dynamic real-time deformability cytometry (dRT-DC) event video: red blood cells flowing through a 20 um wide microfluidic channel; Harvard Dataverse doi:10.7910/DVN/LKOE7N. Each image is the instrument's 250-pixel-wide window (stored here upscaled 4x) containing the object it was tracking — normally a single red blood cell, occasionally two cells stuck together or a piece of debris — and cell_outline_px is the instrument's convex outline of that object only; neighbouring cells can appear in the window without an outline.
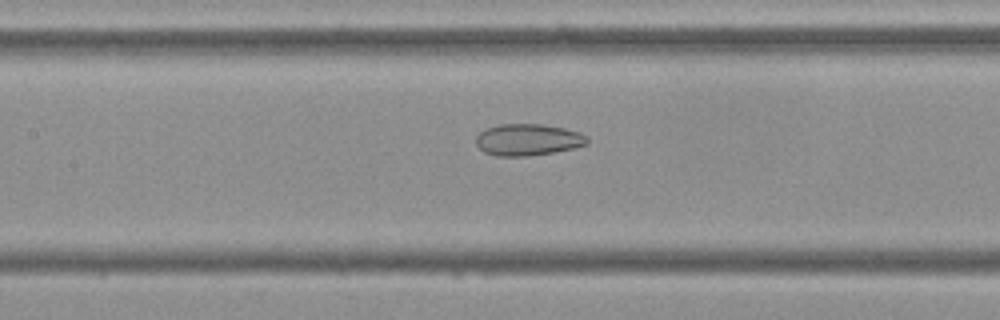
{"species": "Egyptian fruit bat (a non-hibernating species)", "species_latin": "Rousettus aegyptiacus", "temperature_condition": "cold", "stored_images_in_passage": 55, "camera_frame_rate_fps": 3000, "um_per_image_px": 0.085, "frame": {"image": 1, "passage_image": 25, "time_ms": 8.0, "image_size_px": [1000, 320], "cell_outline_px": [[588, 144], [576, 148], [528, 156], [496, 156], [484, 152], [476, 144], [476, 136], [480, 132], [488, 128], [500, 124], [540, 124], [564, 128], [580, 132], [588, 136]], "centroid_in_image_um": [44.9, 11.88], "position_along_channel_um": 162.5, "area_um2": 20.58}}
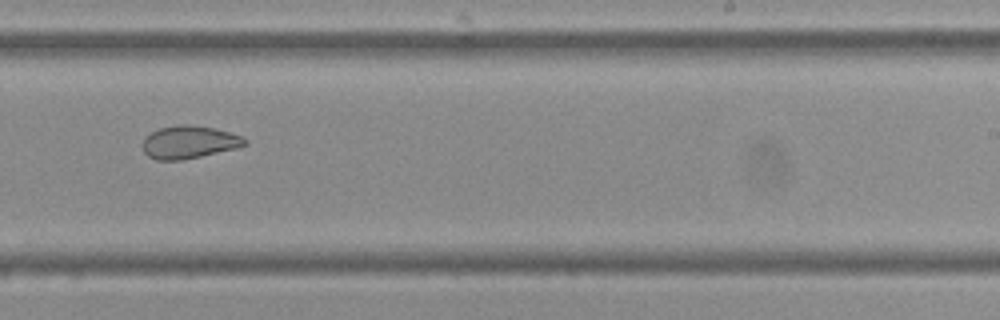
{"frame": {"image": 2, "passage_image": 34, "time_ms": 11.0, "image_size_px": [1000, 320], "cell_outline_px": [[248, 144], [236, 148], [200, 156], [180, 160], [156, 160], [148, 156], [144, 152], [140, 144], [152, 132], [160, 128], [180, 124], [188, 124], [212, 128], [244, 136], [248, 140]], "centroid_in_image_um": [16.07, 12.08], "position_along_channel_um": 272.9, "area_um2": 19.42}}
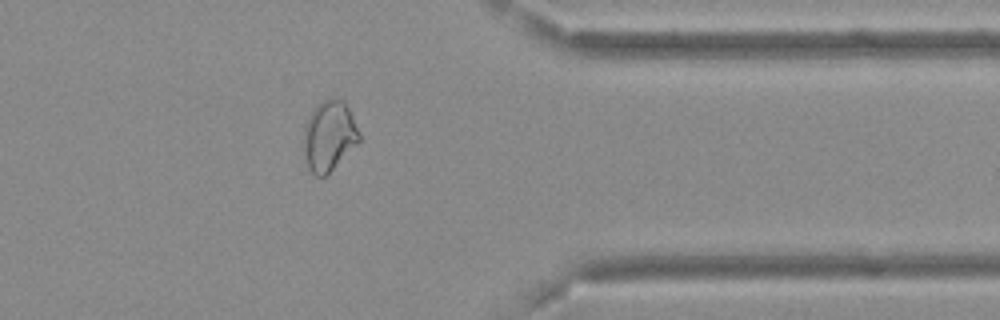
{"frame": {"image": 3, "passage_image": 44, "time_ms": 14.333, "image_size_px": [1000, 320], "cell_outline_px": [[360, 140], [324, 176], [316, 176], [308, 168], [304, 152], [304, 124], [308, 116], [316, 104], [320, 100], [344, 100], [360, 132]], "centroid_in_image_um": [27.95, 11.52], "position_along_channel_um": 383.5, "area_um2": 22.31}, "authors_computed_cell_mechanics": {"area_um2": 24.5072, "velocity_mm_per_s": 3.6954, "shape_relaxation_time_tau1_ms": null, "shape_relaxation_time_tau2_ms": 2.2854, "deformation_change_tau1": null, "deformation_change_tau2": 0.0807}}